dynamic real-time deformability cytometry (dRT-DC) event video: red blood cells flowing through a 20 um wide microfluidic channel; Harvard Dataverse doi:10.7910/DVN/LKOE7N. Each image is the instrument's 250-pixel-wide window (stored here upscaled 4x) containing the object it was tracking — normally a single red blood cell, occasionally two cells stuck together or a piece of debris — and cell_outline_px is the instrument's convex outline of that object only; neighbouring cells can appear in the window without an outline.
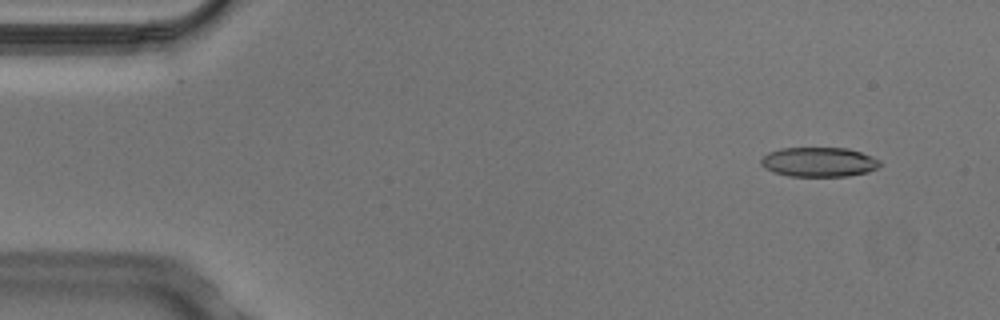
{"species": "Egyptian fruit bat (a non-hibernating species)", "species_latin": "Rousettus aegyptiacus", "temperature_condition": "cold", "stored_images_in_passage": 7, "camera_frame_rate_fps": 3000, "um_per_image_px": 0.085, "animal": {"sex": "male"}, "frame": {"image": 1, "passage_image": 2, "time_ms": 0.333, "image_size_px": [1000, 320], "cell_outline_px": [[880, 164], [876, 168], [868, 172], [848, 176], [788, 176], [772, 172], [764, 168], [760, 164], [760, 160], [768, 152], [780, 148], [848, 148], [872, 156], [880, 160]], "centroid_in_image_um": [69.57, 13.77], "position_along_channel_um": 15.4, "area_um2": 20.58}}
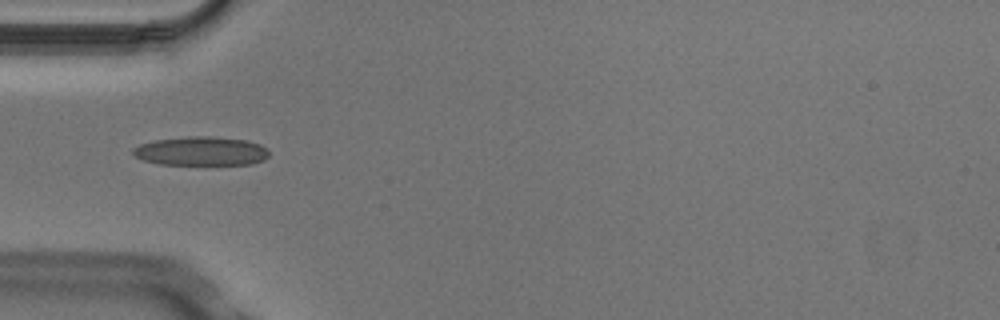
{"frame": {"image": 2, "passage_image": 5, "time_ms": 1.333, "image_size_px": [1000, 320], "cell_outline_px": [[268, 156], [264, 160], [252, 164], [160, 164], [144, 160], [136, 156], [132, 152], [132, 148], [140, 144], [156, 140], [188, 136], [212, 136], [248, 140], [260, 144], [268, 148]], "centroid_in_image_um": [17.13, 12.83], "position_along_channel_um": 67.9, "area_um2": 22.95}}